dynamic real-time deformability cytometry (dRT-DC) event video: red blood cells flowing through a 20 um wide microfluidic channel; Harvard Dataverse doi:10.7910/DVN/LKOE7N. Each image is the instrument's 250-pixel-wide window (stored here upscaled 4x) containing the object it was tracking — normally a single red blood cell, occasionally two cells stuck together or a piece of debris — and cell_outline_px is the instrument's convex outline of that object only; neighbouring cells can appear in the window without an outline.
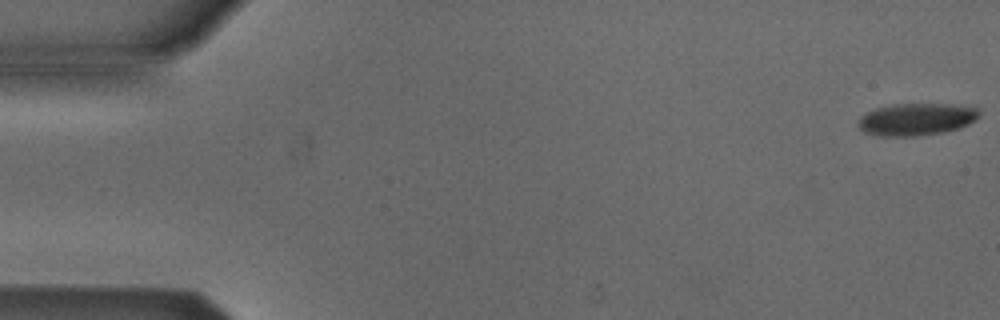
{"species": "Egyptian fruit bat (a non-hibernating species)", "species_latin": "Rousettus aegyptiacus", "temperature_condition": "cold", "stored_images_in_passage": 5, "camera_frame_rate_fps": 3000, "um_per_image_px": 0.085, "animal": {"sex": "male"}, "frame": {"image": 1, "passage_image": 1, "time_ms": 0.0, "image_size_px": [1000, 320], "cell_outline_px": [[980, 116], [976, 120], [960, 128], [944, 132], [912, 136], [880, 136], [864, 132], [856, 124], [860, 116], [876, 108], [896, 104], [976, 104], [980, 108]], "centroid_in_image_um": [77.98, 10.12], "position_along_channel_um": 7.0, "area_um2": 23.18}}
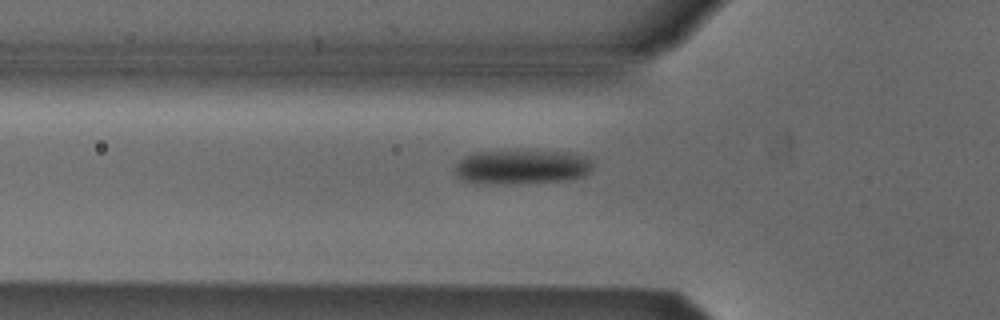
{"frame": {"image": 2, "passage_image": 5, "time_ms": 5.667, "image_size_px": [1000, 320], "cell_outline_px": [[592, 168], [584, 176], [564, 180], [460, 180], [456, 176], [456, 164], [464, 156], [476, 152], [568, 152], [588, 156], [592, 160]], "centroid_in_image_um": [44.44, 14.12], "position_along_channel_um": 81.4, "area_um2": 25.61}}